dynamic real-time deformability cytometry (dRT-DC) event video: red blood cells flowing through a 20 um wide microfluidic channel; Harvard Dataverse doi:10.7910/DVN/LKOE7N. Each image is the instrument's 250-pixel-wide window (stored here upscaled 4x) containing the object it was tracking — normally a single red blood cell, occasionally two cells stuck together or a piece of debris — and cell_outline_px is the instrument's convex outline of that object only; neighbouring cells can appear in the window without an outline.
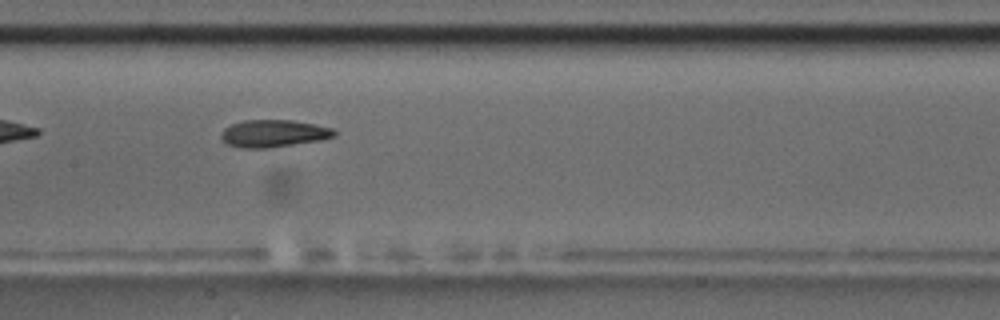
{"species": "common noctule bat (a hibernating species)", "species_latin": "Nyctalus noctula", "temperature_condition": "room temperature", "stored_images_in_passage": 5, "camera_frame_rate_fps": 3000, "um_per_image_px": 0.085, "animal": {"sex": "male", "body_mass_g": 17.5, "forearm_length_mm": 52.3}, "frame": {"image": 1, "passage_image": 4, "time_ms": 3.333, "image_size_px": [1000, 320], "cell_outline_px": [[336, 136], [320, 140], [268, 148], [244, 148], [228, 144], [220, 136], [220, 132], [224, 128], [232, 124], [244, 120], [292, 120], [316, 124], [332, 128], [336, 132]], "centroid_in_image_um": [23.26, 11.33], "position_along_channel_um": 184.1, "area_um2": 17.98}}